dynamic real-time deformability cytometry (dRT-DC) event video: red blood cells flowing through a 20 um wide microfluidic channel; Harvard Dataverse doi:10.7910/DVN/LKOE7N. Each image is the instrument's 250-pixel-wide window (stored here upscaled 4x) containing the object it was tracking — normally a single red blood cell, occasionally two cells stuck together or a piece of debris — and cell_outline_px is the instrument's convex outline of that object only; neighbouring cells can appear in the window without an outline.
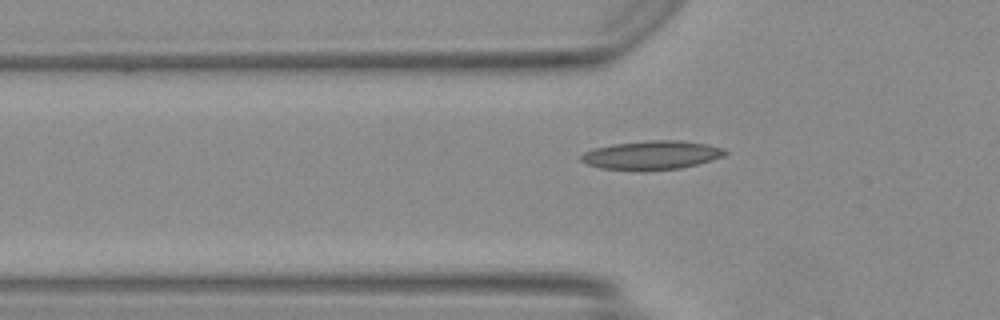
{"species": "Egyptian fruit bat (a non-hibernating species)", "species_latin": "Rousettus aegyptiacus", "temperature_condition": "warm", "stored_images_in_passage": 38, "camera_frame_rate_fps": 3000, "um_per_image_px": 0.085, "animal": {"sex": "female"}, "frame": {"image": 1, "passage_image": 7, "time_ms": 2.0, "image_size_px": [1000, 320], "cell_outline_px": [[728, 152], [724, 156], [712, 160], [680, 168], [644, 172], [640, 172], [600, 168], [588, 164], [580, 160], [580, 156], [584, 152], [592, 148], [612, 144], [652, 140], [680, 140], [708, 144], [724, 148]], "centroid_in_image_um": [55.38, 13.2], "position_along_channel_um": 70.4, "area_um2": 24.62}}
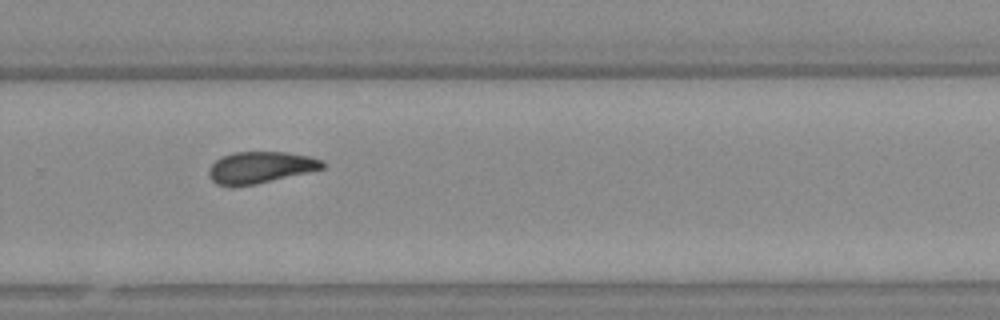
{"frame": {"image": 2, "passage_image": 24, "time_ms": 7.667, "image_size_px": [1000, 320], "cell_outline_px": [[324, 168], [308, 172], [256, 184], [216, 184], [208, 176], [208, 168], [220, 156], [232, 152], [284, 152], [308, 156], [324, 160]], "centroid_in_image_um": [22.12, 14.2], "position_along_channel_um": 307.7, "area_um2": 20.63}}
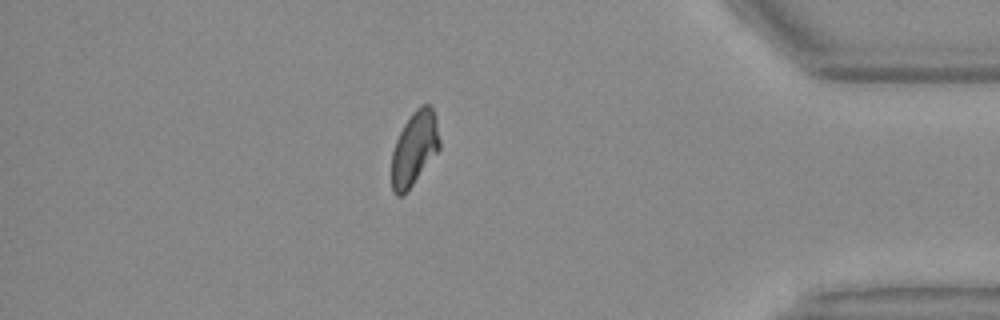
{"frame": {"image": 3, "passage_image": 33, "time_ms": 10.667, "image_size_px": [1000, 320], "cell_outline_px": [[440, 148], [404, 196], [396, 196], [392, 192], [392, 152], [396, 140], [404, 124], [412, 112], [416, 108], [424, 104], [428, 104], [432, 108], [436, 120], [440, 140]], "centroid_in_image_um": [35.21, 12.64], "position_along_channel_um": 400.0, "area_um2": 20.58}}